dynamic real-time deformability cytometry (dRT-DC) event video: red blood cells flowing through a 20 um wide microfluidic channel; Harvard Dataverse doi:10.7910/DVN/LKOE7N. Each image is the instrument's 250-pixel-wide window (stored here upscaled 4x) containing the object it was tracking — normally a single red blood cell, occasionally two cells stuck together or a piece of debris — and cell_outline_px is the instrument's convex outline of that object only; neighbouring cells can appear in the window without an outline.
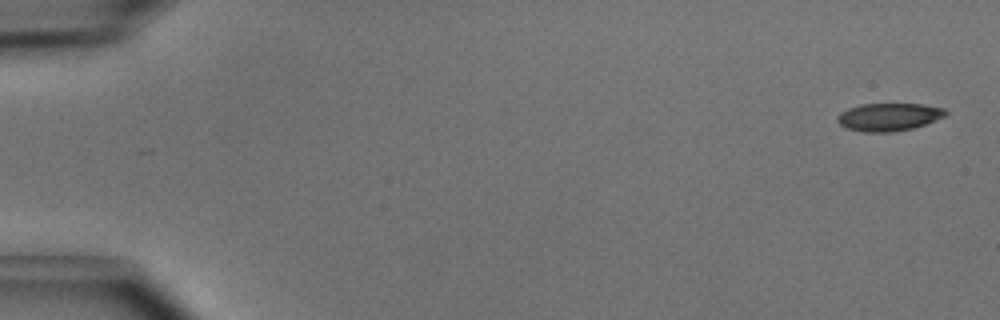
{"species": "common noctule bat (a hibernating species)", "species_latin": "Nyctalus noctula", "temperature_condition": "cold", "stored_images_in_passage": 5, "camera_frame_rate_fps": 3000, "um_per_image_px": 0.085, "animal": {"sex": "male", "body_mass_g": 15.6}, "frame": {"image": 1, "passage_image": 1, "time_ms": 0.0, "image_size_px": [1000, 320], "cell_outline_px": [[948, 112], [944, 116], [924, 124], [912, 128], [892, 132], [864, 132], [848, 128], [840, 124], [836, 120], [836, 116], [840, 112], [848, 108], [860, 104], [920, 104], [944, 108]], "centroid_in_image_um": [75.5, 9.93], "position_along_channel_um": 9.5, "area_um2": 17.4}}